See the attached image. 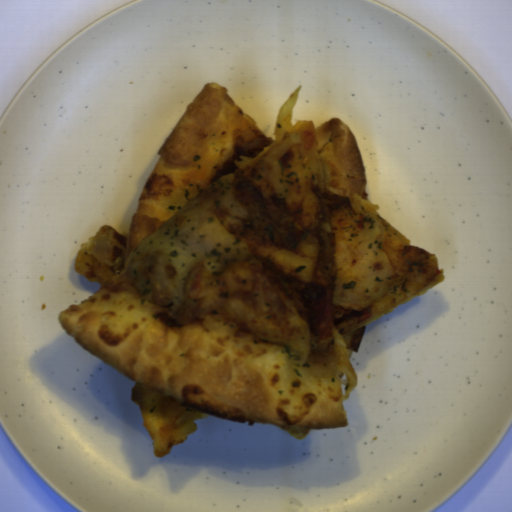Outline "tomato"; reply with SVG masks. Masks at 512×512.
<instances>
[{
  "mask_svg": "<svg viewBox=\"0 0 512 512\" xmlns=\"http://www.w3.org/2000/svg\"><path fill=\"white\" fill-rule=\"evenodd\" d=\"M370 311L363 310L356 315V322L357 324H360L362 322L367 321L371 317Z\"/></svg>",
  "mask_w": 512,
  "mask_h": 512,
  "instance_id": "tomato-3",
  "label": "tomato"
},
{
  "mask_svg": "<svg viewBox=\"0 0 512 512\" xmlns=\"http://www.w3.org/2000/svg\"><path fill=\"white\" fill-rule=\"evenodd\" d=\"M312 193L321 203V205L329 210L337 211L341 206H345L349 202V196L336 193L325 186H314Z\"/></svg>",
  "mask_w": 512,
  "mask_h": 512,
  "instance_id": "tomato-2",
  "label": "tomato"
},
{
  "mask_svg": "<svg viewBox=\"0 0 512 512\" xmlns=\"http://www.w3.org/2000/svg\"><path fill=\"white\" fill-rule=\"evenodd\" d=\"M311 336L323 340L334 333L335 299L330 281L316 272L314 286L308 300Z\"/></svg>",
  "mask_w": 512,
  "mask_h": 512,
  "instance_id": "tomato-1",
  "label": "tomato"
}]
</instances>
